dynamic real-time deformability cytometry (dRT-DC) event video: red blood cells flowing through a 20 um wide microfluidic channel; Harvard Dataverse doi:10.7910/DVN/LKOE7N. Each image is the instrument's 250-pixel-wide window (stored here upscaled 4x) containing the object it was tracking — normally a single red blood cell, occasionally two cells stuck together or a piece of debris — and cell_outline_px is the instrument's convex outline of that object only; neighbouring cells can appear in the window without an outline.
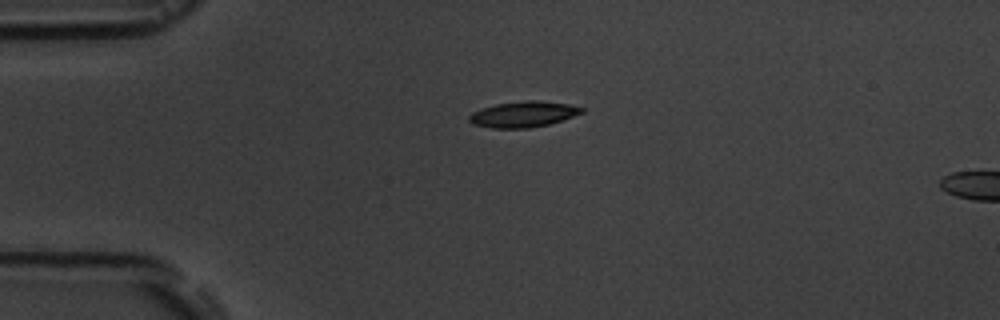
{"species": "common noctule bat (a hibernating species)", "species_latin": "Nyctalus noctula", "temperature_condition": "room temperature", "stored_images_in_passage": 3, "segment_of_instrument_passage": [1, 2], "camera_frame_rate_fps": 3000, "um_per_image_px": 0.085, "animal": {"sex": "male", "body_mass_g": 19.5, "forearm_length_mm": 54.6}, "frame": {"image": 1, "passage_image": 1, "time_ms": 0.0, "image_size_px": [1000, 320], "cell_outline_px": [[584, 112], [548, 124], [528, 128], [492, 128], [472, 124], [468, 120], [468, 116], [472, 112], [496, 104], [528, 100], [540, 100], [568, 104], [584, 108]], "centroid_in_image_um": [44.46, 9.71], "position_along_channel_um": 40.5, "area_um2": 16.76}}